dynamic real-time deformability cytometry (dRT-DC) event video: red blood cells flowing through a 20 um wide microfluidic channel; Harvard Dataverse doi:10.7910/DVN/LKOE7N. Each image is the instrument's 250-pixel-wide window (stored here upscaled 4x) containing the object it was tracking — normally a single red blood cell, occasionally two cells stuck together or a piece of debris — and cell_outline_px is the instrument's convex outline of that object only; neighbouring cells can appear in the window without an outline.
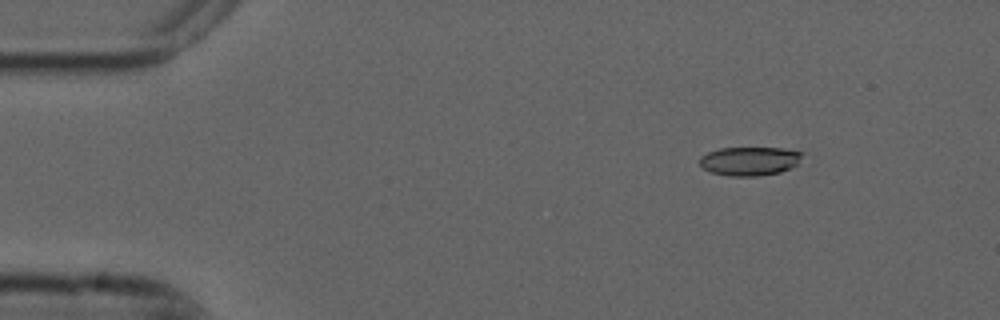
{"species": "common noctule bat (a hibernating species)", "species_latin": "Nyctalus noctula", "temperature_condition": "cold", "stored_images_in_passage": 4, "camera_frame_rate_fps": 3000, "um_per_image_px": 0.085, "animal": {"sex": "male", "forearm_length_mm": 52.5}, "frame": {"image": 1, "passage_image": 1, "time_ms": 0.0, "image_size_px": [1000, 320], "cell_outline_px": [[804, 152], [796, 164], [792, 168], [780, 172], [756, 176], [728, 176], [712, 172], [704, 168], [700, 164], [700, 156], [708, 152], [720, 148], [784, 148]], "centroid_in_image_um": [63.73, 13.69], "position_along_channel_um": 21.3, "area_um2": 17.17}}